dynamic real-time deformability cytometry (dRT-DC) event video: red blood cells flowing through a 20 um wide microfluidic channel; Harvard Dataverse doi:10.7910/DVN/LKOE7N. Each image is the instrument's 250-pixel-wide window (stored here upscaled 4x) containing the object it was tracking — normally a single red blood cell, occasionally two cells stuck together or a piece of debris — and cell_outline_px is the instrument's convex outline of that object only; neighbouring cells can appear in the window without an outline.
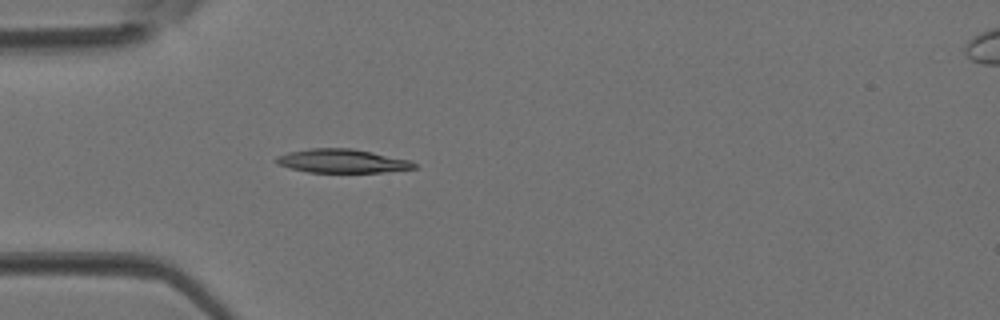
{"species": "Egyptian fruit bat (a non-hibernating species)", "species_latin": "Rousettus aegyptiacus", "temperature_condition": "room temperature", "stored_images_in_passage": 4, "camera_frame_rate_fps": 3000, "um_per_image_px": 0.085, "animal": {"sex": "female"}, "frame": {"image": 1, "passage_image": 4, "time_ms": 1.0, "image_size_px": [1000, 320], "cell_outline_px": [[416, 168], [384, 172], [308, 172], [288, 168], [276, 164], [272, 160], [276, 156], [288, 152], [312, 148], [352, 148], [408, 160], [416, 164]], "centroid_in_image_um": [28.99, 13.69], "position_along_channel_um": 56.0, "area_um2": 19.02}}